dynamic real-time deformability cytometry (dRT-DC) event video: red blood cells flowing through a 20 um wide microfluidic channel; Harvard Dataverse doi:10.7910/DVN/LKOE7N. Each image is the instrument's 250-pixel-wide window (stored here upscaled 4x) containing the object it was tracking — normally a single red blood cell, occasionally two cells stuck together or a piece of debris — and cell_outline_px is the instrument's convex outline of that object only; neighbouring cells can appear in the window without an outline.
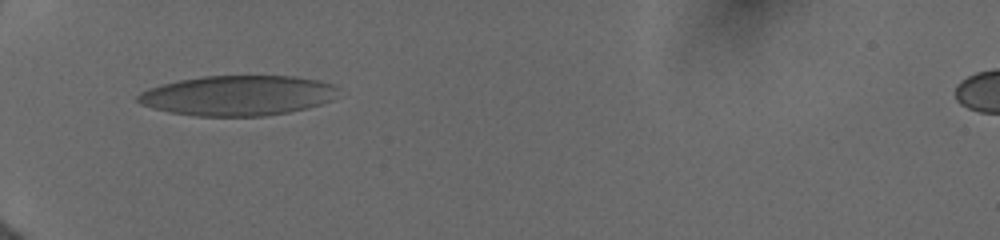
{"species": "human", "species_latin": "Homo sapiens", "temperature_condition": "cold", "stored_images_in_passage": 3, "camera_frame_rate_fps": 3000, "um_per_image_px": 0.085, "donor": {"sex": "female"}, "frame": {"image": 1, "passage_image": 1, "time_ms": 0.0, "image_size_px": [1000, 240], "cell_outline_px": [[340, 88], [332, 100], [320, 104], [288, 112], [264, 116], [196, 116], [168, 112], [152, 108], [140, 104], [136, 100], [136, 96], [140, 92], [148, 88], [180, 80], [204, 76], [292, 76], [316, 80], [336, 84]], "centroid_in_image_um": [20.2, 8.12], "position_along_channel_um": 64.8, "area_um2": 46.88}}